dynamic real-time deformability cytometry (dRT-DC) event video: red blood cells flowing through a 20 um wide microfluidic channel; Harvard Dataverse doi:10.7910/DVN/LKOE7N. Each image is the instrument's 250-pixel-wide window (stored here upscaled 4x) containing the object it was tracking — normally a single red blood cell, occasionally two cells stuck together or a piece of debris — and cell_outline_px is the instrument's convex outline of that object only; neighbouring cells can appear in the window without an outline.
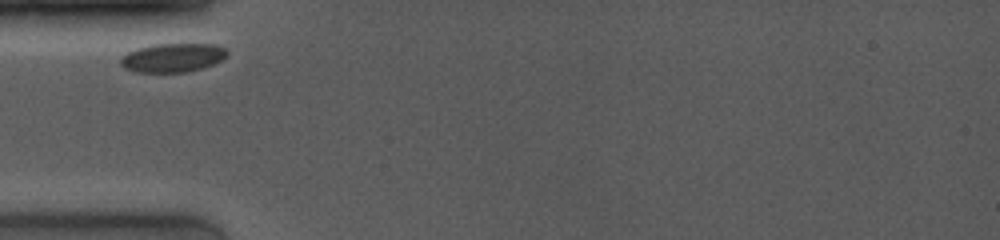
{"species": "common noctule bat (a hibernating species)", "species_latin": "Nyctalus noctula", "temperature_condition": "room temperature", "stored_images_in_passage": 6, "camera_frame_rate_fps": 4000, "um_per_image_px": 0.085, "animal": {"sex": "female", "body_mass_g": 19.0, "forearm_length_mm": 53.3}, "frame": {"image": 1, "passage_image": 1, "time_ms": 0.0, "image_size_px": [1000, 240], "cell_outline_px": [[228, 56], [224, 60], [204, 68], [188, 72], [136, 72], [124, 68], [120, 64], [120, 56], [136, 48], [152, 44], [216, 44], [224, 48], [228, 52]], "centroid_in_image_um": [14.69, 4.9], "position_along_channel_um": 70.3, "area_um2": 18.26}}